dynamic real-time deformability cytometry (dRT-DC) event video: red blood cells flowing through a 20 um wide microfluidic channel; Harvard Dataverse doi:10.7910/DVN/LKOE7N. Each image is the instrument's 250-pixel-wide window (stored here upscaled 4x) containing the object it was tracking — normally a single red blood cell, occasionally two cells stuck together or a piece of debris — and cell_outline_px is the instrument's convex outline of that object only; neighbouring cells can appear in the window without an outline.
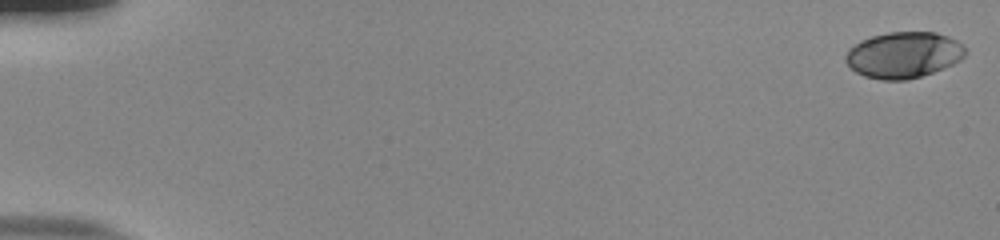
{"species": "human", "species_latin": "Homo sapiens", "temperature_condition": "room temperature", "stored_images_in_passage": 55, "camera_frame_rate_fps": 3000, "um_per_image_px": 0.085, "donor": {"sex": "male"}, "frame": {"image": 1, "passage_image": 1, "time_ms": 0.0, "image_size_px": [1000, 240], "cell_outline_px": [[968, 52], [960, 60], [944, 68], [908, 80], [880, 80], [864, 76], [856, 72], [844, 60], [844, 56], [848, 48], [860, 40], [872, 36], [888, 32], [936, 32], [948, 36], [964, 44]], "centroid_in_image_um": [76.8, 4.66], "position_along_channel_um": 8.2, "area_um2": 32.48}}
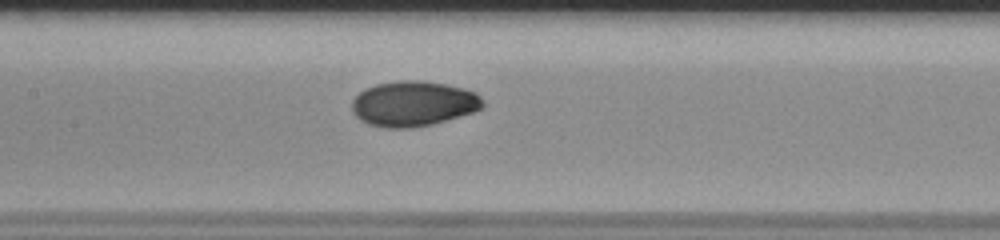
{"frame": {"image": 2, "passage_image": 28, "time_ms": 9.0, "image_size_px": [1000, 240], "cell_outline_px": [[484, 108], [476, 112], [432, 124], [412, 128], [384, 128], [368, 124], [360, 120], [352, 112], [352, 100], [364, 88], [376, 84], [400, 80], [424, 80], [464, 88], [476, 92], [484, 100]], "centroid_in_image_um": [35.16, 8.81], "position_along_channel_um": 172.2, "area_um2": 34.97}}
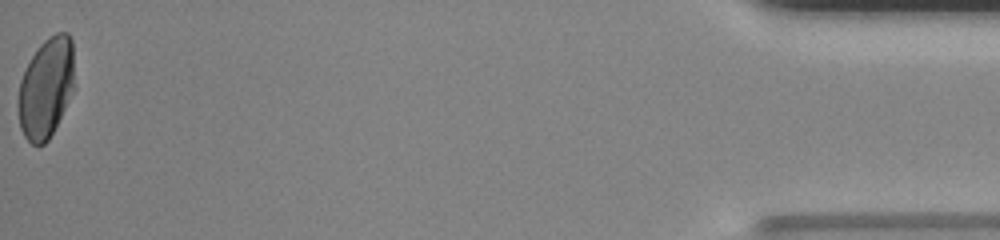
{"frame": {"image": 3, "passage_image": 55, "time_ms": 18.0, "image_size_px": [1000, 240], "cell_outline_px": [[76, 88], [48, 140], [44, 144], [32, 144], [24, 136], [20, 128], [16, 104], [16, 100], [20, 80], [32, 56], [40, 44], [48, 36], [56, 32], [68, 32], [72, 40]], "centroid_in_image_um": [3.93, 7.45], "position_along_channel_um": 431.3, "area_um2": 33.58}, "authors_computed_cell_mechanics": {"area_um2": 33.0616, "velocity_mm_per_s": 3.8434, "shape_relaxation_time_tau1_ms": 5.387, "shape_relaxation_time_tau2_ms": 1.0979, "deformation_change_tau1": 0.1721, "deformation_change_tau2": 0.0264}}